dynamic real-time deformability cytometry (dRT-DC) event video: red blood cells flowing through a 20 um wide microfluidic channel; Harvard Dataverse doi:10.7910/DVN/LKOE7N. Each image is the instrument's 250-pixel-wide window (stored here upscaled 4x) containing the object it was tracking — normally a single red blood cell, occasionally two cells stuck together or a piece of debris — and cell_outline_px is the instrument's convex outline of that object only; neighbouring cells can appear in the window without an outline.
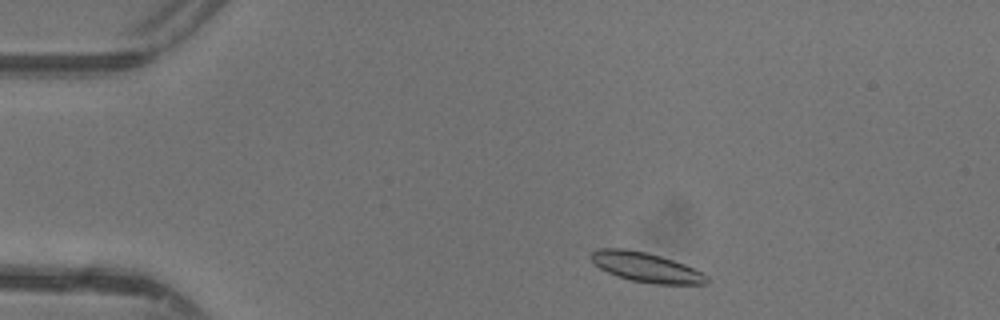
{"species": "common noctule bat (a hibernating species)", "species_latin": "Nyctalus noctula", "temperature_condition": "warm", "stored_images_in_passage": 42, "camera_frame_rate_fps": 3000, "um_per_image_px": 0.085, "animal": {"sex": "female"}, "frame": {"image": 1, "passage_image": 3, "time_ms": 0.667, "image_size_px": [1000, 320], "cell_outline_px": [[708, 280], [704, 284], [656, 284], [632, 280], [608, 272], [600, 268], [588, 256], [596, 248], [628, 248], [660, 256], [684, 264], [708, 276]], "centroid_in_image_um": [54.88, 22.7], "position_along_channel_um": 30.1, "area_um2": 19.65}}
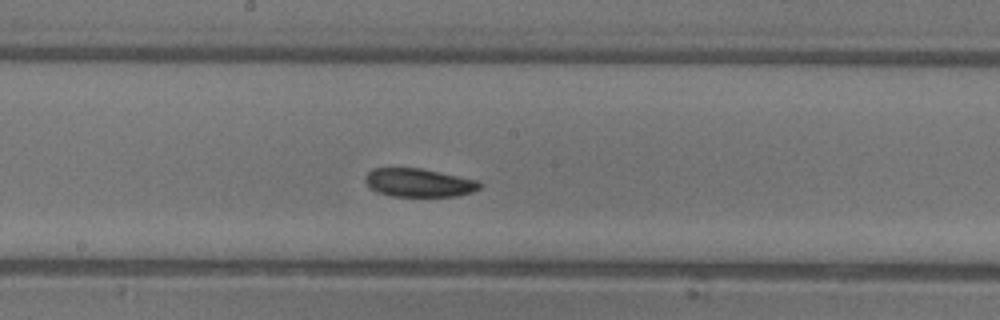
{"frame": {"image": 2, "passage_image": 20, "time_ms": 6.333, "image_size_px": [1000, 320], "cell_outline_px": [[480, 188], [472, 192], [456, 196], [392, 196], [380, 192], [372, 188], [364, 180], [368, 172], [372, 168], [420, 168], [480, 180]], "centroid_in_image_um": [35.64, 15.52], "position_along_channel_um": 212.6, "area_um2": 18.79}}
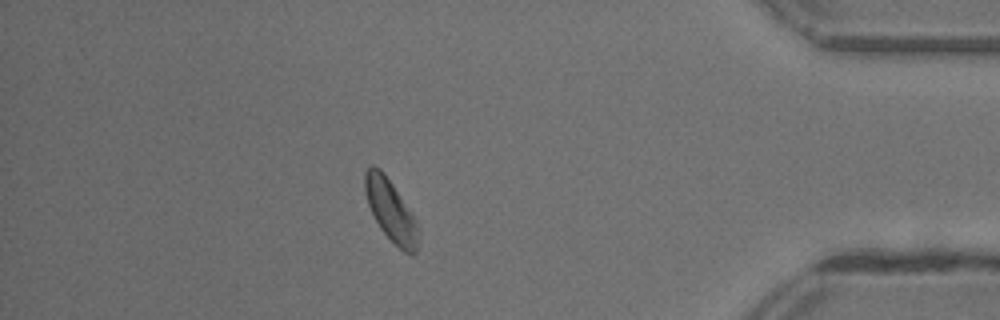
{"frame": {"image": 3, "passage_image": 36, "time_ms": 11.667, "image_size_px": [1000, 320], "cell_outline_px": [[420, 240], [416, 252], [412, 256], [404, 252], [380, 228], [368, 204], [364, 192], [364, 172], [372, 164], [380, 168], [384, 172], [412, 212], [420, 228]], "centroid_in_image_um": [33.25, 17.9], "position_along_channel_um": 402.0, "area_um2": 19.42}, "authors_computed_cell_mechanics": {"area_um2": 19.4786, "velocity_mm_per_s": 4.3332, "shape_relaxation_time_tau1_ms": 3.7996, "shape_relaxation_time_tau2_ms": 8.6723, "deformation_change_tau1": 0.1095, "deformation_change_tau2": 0.1649}}